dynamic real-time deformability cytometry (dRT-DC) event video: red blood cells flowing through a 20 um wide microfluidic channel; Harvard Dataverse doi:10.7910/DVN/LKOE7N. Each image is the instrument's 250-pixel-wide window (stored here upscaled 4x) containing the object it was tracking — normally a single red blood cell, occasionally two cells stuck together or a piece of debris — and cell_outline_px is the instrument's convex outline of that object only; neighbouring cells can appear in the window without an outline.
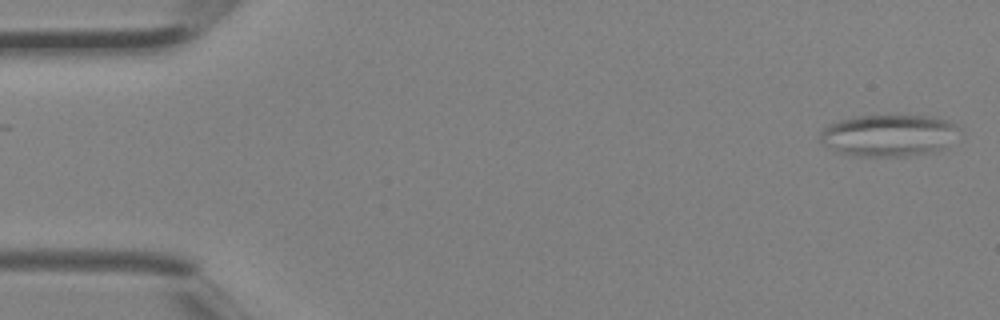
{"species": "Egyptian fruit bat (a non-hibernating species)", "species_latin": "Rousettus aegyptiacus", "temperature_condition": "room temperature", "stored_images_in_passage": 3, "camera_frame_rate_fps": 3000, "um_per_image_px": 0.085, "animal": {"sex": "female"}, "frame": {"image": 1, "passage_image": 1, "time_ms": 0.0, "image_size_px": [1000, 320], "cell_outline_px": [[960, 128], [948, 148], [932, 152], [904, 156], [852, 156], [836, 152], [820, 144], [820, 132], [828, 124], [840, 120], [856, 116], [928, 116], [948, 120], [956, 124]], "centroid_in_image_um": [75.52, 11.52], "position_along_channel_um": 9.5, "area_um2": 34.28}}